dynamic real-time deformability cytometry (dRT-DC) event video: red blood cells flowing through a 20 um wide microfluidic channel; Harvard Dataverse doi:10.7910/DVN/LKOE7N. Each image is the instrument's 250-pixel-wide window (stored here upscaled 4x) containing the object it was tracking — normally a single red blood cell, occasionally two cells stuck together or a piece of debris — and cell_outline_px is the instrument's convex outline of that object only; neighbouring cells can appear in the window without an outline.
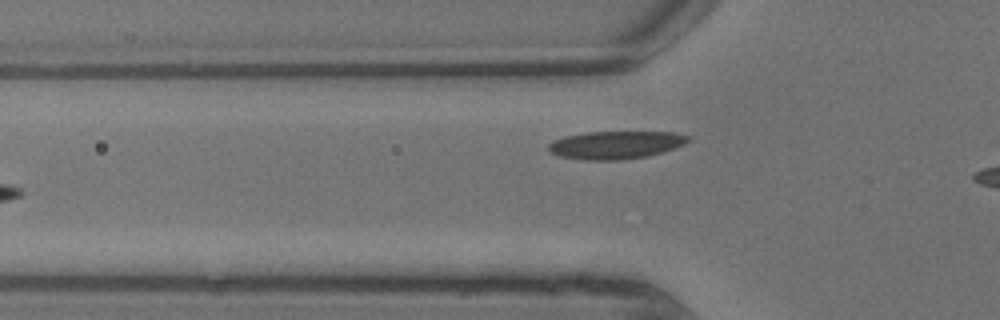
{"species": "common noctule bat (a hibernating species)", "species_latin": "Nyctalus noctula", "temperature_condition": "warm", "stored_images_in_passage": 7, "camera_frame_rate_fps": 3000, "um_per_image_px": 0.085, "animal": {"sex": "male", "body_mass_g": 13.3}, "frame": {"image": 1, "passage_image": 7, "time_ms": 2.0, "image_size_px": [1000, 320], "cell_outline_px": [[688, 140], [684, 144], [648, 156], [620, 160], [580, 160], [560, 156], [548, 152], [548, 144], [556, 140], [568, 136], [588, 132], [672, 132], [688, 136]], "centroid_in_image_um": [52.29, 12.33], "position_along_channel_um": 73.5, "area_um2": 22.37}}